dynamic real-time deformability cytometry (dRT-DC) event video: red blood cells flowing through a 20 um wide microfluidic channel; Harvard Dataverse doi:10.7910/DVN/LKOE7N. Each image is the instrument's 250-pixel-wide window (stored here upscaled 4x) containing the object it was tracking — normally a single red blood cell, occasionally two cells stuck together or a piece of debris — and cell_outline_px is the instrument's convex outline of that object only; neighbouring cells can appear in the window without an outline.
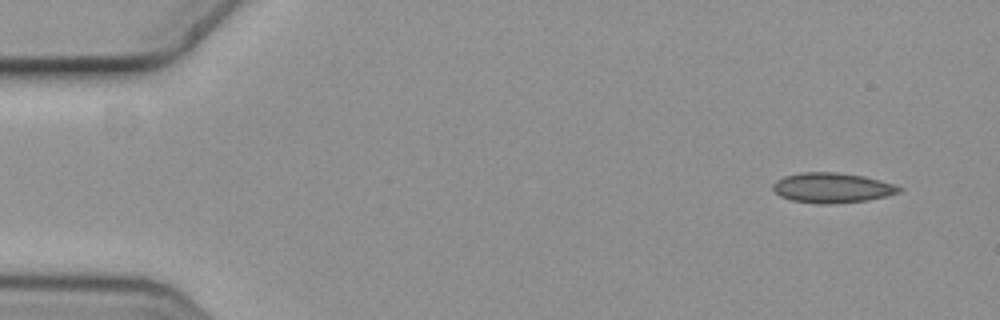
{"species": "common noctule bat (a hibernating species)", "species_latin": "Nyctalus noctula", "temperature_condition": "cold", "stored_images_in_passage": 4, "camera_frame_rate_fps": 3000, "um_per_image_px": 0.085, "animal": {"sex": "female", "body_mass_g": 19.3, "forearm_length_mm": 54.1}, "frame": {"image": 1, "passage_image": 1, "time_ms": 0.0, "image_size_px": [1000, 320], "cell_outline_px": [[900, 192], [888, 196], [868, 200], [828, 204], [820, 204], [792, 200], [780, 196], [772, 188], [772, 184], [776, 180], [784, 176], [800, 172], [836, 172], [864, 176], [880, 180], [892, 184], [900, 188]], "centroid_in_image_um": [70.7, 15.96], "position_along_channel_um": 14.3, "area_um2": 22.02}}